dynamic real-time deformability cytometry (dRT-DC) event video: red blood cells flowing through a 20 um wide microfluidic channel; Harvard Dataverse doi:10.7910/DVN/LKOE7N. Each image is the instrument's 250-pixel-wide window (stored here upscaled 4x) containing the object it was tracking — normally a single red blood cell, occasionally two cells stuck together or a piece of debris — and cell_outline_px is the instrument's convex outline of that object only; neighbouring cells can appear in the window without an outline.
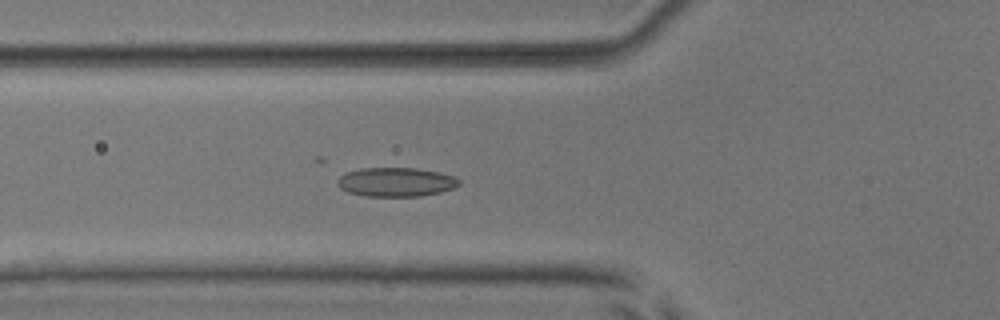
{"species": "common noctule bat (a hibernating species)", "species_latin": "Nyctalus noctula", "temperature_condition": "room temperature", "stored_images_in_passage": 52, "camera_frame_rate_fps": 3000, "um_per_image_px": 0.085, "animal": {"sex": "male", "body_mass_g": 17.9, "forearm_length_mm": 54.2}, "frame": {"image": 1, "passage_image": 19, "time_ms": 6.0, "image_size_px": [1000, 320], "cell_outline_px": [[460, 184], [456, 188], [440, 192], [420, 196], [364, 196], [348, 192], [340, 188], [336, 184], [336, 180], [344, 172], [360, 168], [416, 168], [440, 172], [456, 176], [460, 180]], "centroid_in_image_um": [33.66, 15.47], "position_along_channel_um": 92.1, "area_um2": 20.92}}
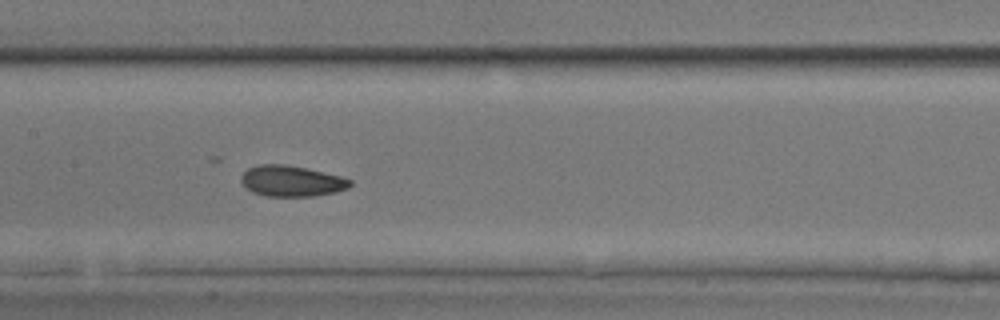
{"frame": {"image": 2, "passage_image": 26, "time_ms": 8.333, "image_size_px": [1000, 320], "cell_outline_px": [[352, 184], [348, 188], [332, 192], [312, 196], [264, 196], [252, 192], [240, 180], [240, 176], [248, 168], [260, 164], [284, 164], [344, 176], [352, 180]], "centroid_in_image_um": [24.78, 15.38], "position_along_channel_um": 182.6, "area_um2": 19.54}}
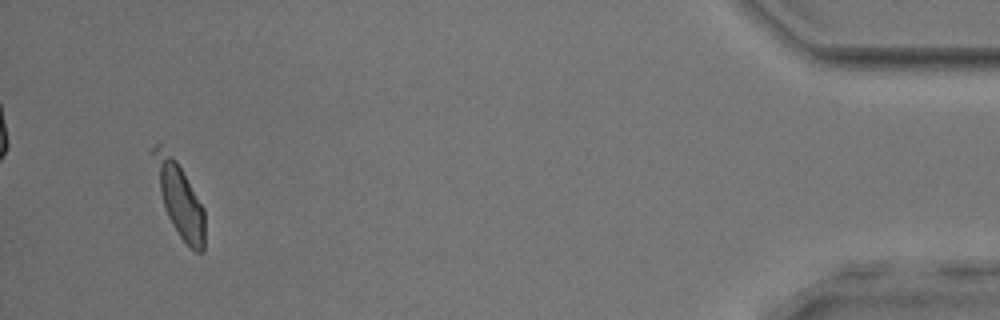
{"frame": {"image": 3, "passage_image": 50, "time_ms": 16.333, "image_size_px": [1000, 320], "cell_outline_px": [[204, 252], [196, 252], [180, 236], [172, 224], [164, 208], [160, 192], [152, 152], [152, 148], [156, 144], [160, 144], [176, 160], [204, 208]], "centroid_in_image_um": [15.27, 16.94], "position_along_channel_um": 419.9, "area_um2": 21.1}, "authors_computed_cell_mechanics": {"area_um2": 20.6924, "velocity_mm_per_s": 3.88, "shape_relaxation_time_tau1_ms": 5.2467, "shape_relaxation_time_tau2_ms": 2.5436, "deformation_change_tau1": 0.1124, "deformation_change_tau2": 0.0867}}